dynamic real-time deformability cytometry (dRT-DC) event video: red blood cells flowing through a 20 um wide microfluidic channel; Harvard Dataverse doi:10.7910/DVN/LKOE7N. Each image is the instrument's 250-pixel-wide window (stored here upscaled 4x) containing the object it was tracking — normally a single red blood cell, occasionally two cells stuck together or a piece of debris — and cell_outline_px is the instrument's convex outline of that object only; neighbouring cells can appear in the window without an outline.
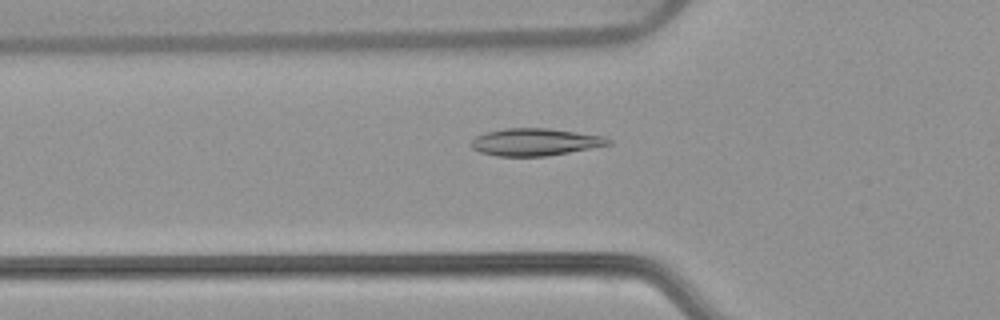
{"species": "common noctule bat (a hibernating species)", "species_latin": "Nyctalus noctula", "temperature_condition": "warm", "stored_images_in_passage": 50, "camera_frame_rate_fps": 3000, "um_per_image_px": 0.085, "animal": {"sex": "female", "body_mass_g": 22.7, "forearm_length_mm": 54.2}, "frame": {"image": 1, "passage_image": 15, "time_ms": 4.667, "image_size_px": [1000, 320], "cell_outline_px": [[612, 144], [568, 152], [544, 156], [496, 156], [480, 152], [472, 148], [472, 140], [476, 136], [488, 132], [504, 128], [548, 128], [604, 136], [612, 140]], "centroid_in_image_um": [45.49, 12.07], "position_along_channel_um": 80.3, "area_um2": 21.62}}
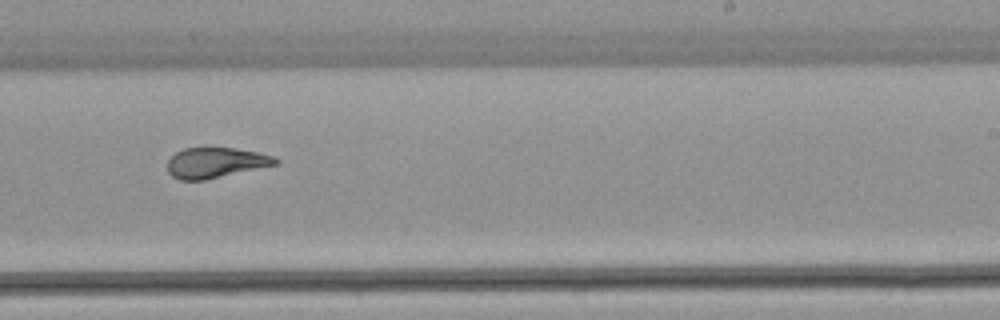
{"frame": {"image": 2, "passage_image": 30, "time_ms": 9.667, "image_size_px": [1000, 320], "cell_outline_px": [[280, 164], [204, 180], [180, 180], [172, 176], [168, 172], [168, 160], [176, 152], [184, 148], [204, 144], [208, 144], [256, 152], [276, 156], [280, 160]], "centroid_in_image_um": [18.34, 13.78], "position_along_channel_um": 270.7, "area_um2": 19.88}}
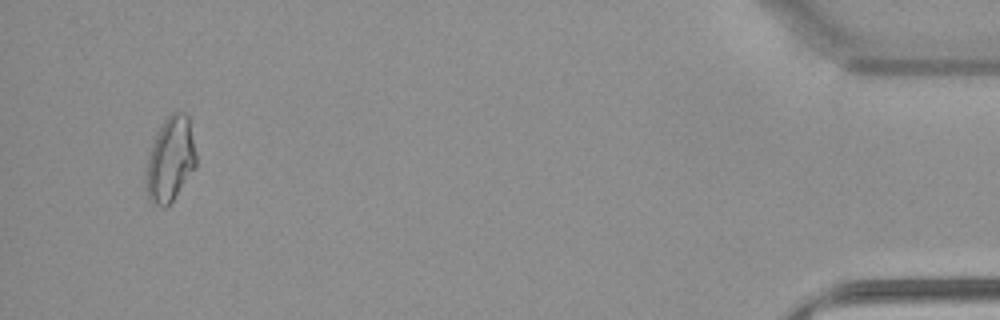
{"frame": {"image": 3, "passage_image": 48, "time_ms": 15.667, "image_size_px": [1000, 320], "cell_outline_px": [[196, 168], [172, 200], [164, 208], [152, 204], [148, 196], [144, 180], [148, 156], [156, 132], [164, 120], [172, 112], [184, 112], [188, 116], [196, 152]], "centroid_in_image_um": [14.46, 13.55], "position_along_channel_um": 420.7, "area_um2": 24.85}, "authors_computed_cell_mechanics": {"area_um2": 21.0392, "velocity_mm_per_s": 3.8034, "shape_relaxation_time_tau1_ms": 8.361, "shape_relaxation_time_tau2_ms": 1.9686, "deformation_change_tau1": 0.2249, "deformation_change_tau2": 0.0527}}